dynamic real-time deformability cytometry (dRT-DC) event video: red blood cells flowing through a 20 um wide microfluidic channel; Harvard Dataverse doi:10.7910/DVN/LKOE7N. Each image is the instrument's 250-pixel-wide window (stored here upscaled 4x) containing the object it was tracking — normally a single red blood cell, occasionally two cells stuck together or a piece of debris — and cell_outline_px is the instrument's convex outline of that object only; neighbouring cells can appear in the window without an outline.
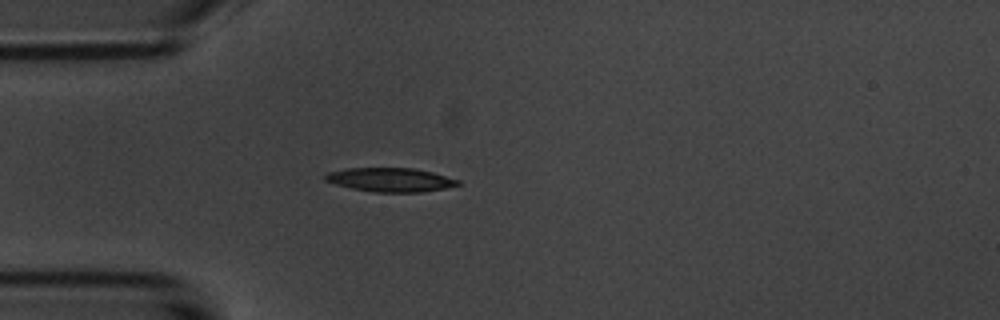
{"species": "common noctule bat (a hibernating species)", "species_latin": "Nyctalus noctula", "temperature_condition": "room temperature", "stored_images_in_passage": 1, "camera_frame_rate_fps": 3000, "um_per_image_px": 0.085, "animal": {"sex": "male", "body_mass_g": 20.1, "forearm_length_mm": 53.5}, "frame": {"image": 1, "passage_image": 1, "time_ms": 0.0, "image_size_px": [1000, 320], "cell_outline_px": [[460, 184], [444, 188], [420, 192], [372, 192], [352, 188], [336, 184], [324, 180], [324, 176], [328, 172], [344, 168], [412, 168], [432, 172], [460, 180]], "centroid_in_image_um": [33.16, 15.27], "position_along_channel_um": 51.8, "area_um2": 18.38}}